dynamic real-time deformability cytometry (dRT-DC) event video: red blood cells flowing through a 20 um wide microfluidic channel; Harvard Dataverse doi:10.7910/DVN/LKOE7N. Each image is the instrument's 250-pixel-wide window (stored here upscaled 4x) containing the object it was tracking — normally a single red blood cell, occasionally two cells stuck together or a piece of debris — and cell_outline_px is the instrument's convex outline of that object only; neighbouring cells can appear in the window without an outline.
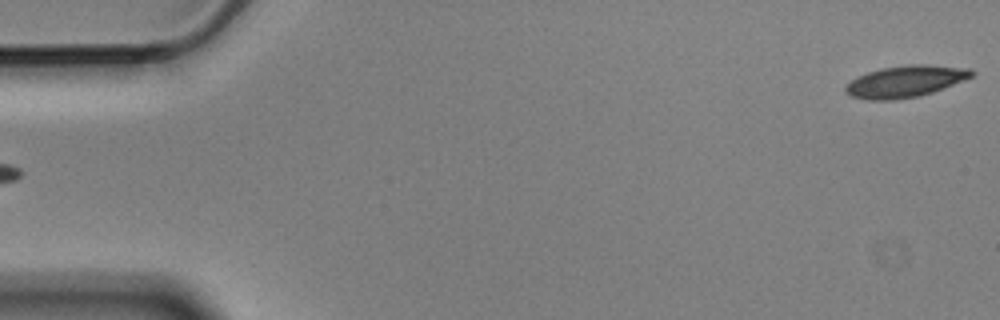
{"species": "Egyptian fruit bat (a non-hibernating species)", "species_latin": "Rousettus aegyptiacus", "temperature_condition": "cold", "stored_images_in_passage": 5, "segment_of_instrument_passage": [2, 2], "camera_frame_rate_fps": 3000, "um_per_image_px": 0.085, "animal": {"sex": "male"}, "frame": {"image": 1, "passage_image": 5, "time_ms": 1.333, "image_size_px": [1000, 320], "cell_outline_px": [[976, 72], [972, 76], [964, 80], [932, 92], [920, 96], [896, 100], [868, 100], [852, 96], [844, 92], [844, 88], [856, 76], [868, 72], [884, 68], [908, 64], [924, 64], [972, 68]], "centroid_in_image_um": [76.97, 6.92], "position_along_channel_um": 8.0, "area_um2": 23.29}}